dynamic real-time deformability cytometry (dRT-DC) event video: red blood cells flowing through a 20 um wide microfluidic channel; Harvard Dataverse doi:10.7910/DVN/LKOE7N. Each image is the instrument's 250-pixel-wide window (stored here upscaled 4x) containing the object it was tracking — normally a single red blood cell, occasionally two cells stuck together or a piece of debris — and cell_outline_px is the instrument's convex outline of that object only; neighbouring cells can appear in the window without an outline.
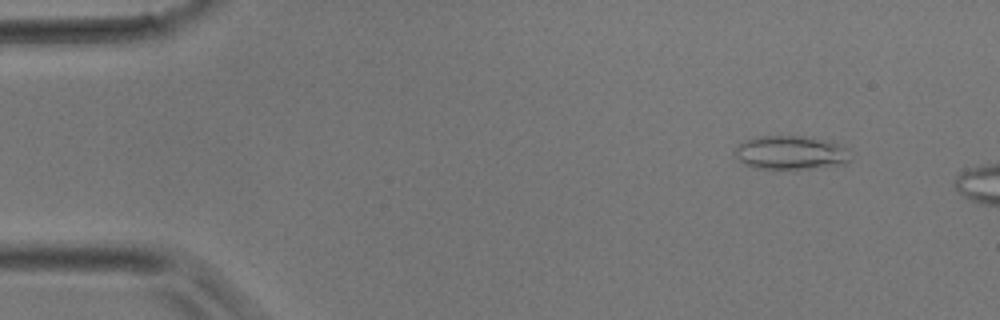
{"species": "common noctule bat (a hibernating species)", "species_latin": "Nyctalus noctula", "temperature_condition": "room temperature", "stored_images_in_passage": 4, "segment_of_instrument_passage": [2, 2], "camera_frame_rate_fps": 3000, "um_per_image_px": 0.085, "animal": {"sex": "male", "body_mass_g": 17.9}, "frame": {"image": 1, "passage_image": 4, "time_ms": 3.667, "image_size_px": [1000, 320], "cell_outline_px": [[848, 160], [844, 164], [808, 168], [752, 168], [744, 164], [736, 156], [736, 148], [744, 140], [760, 136], [812, 136], [844, 144]], "centroid_in_image_um": [67.21, 12.95], "position_along_channel_um": 17.8, "area_um2": 22.54}}